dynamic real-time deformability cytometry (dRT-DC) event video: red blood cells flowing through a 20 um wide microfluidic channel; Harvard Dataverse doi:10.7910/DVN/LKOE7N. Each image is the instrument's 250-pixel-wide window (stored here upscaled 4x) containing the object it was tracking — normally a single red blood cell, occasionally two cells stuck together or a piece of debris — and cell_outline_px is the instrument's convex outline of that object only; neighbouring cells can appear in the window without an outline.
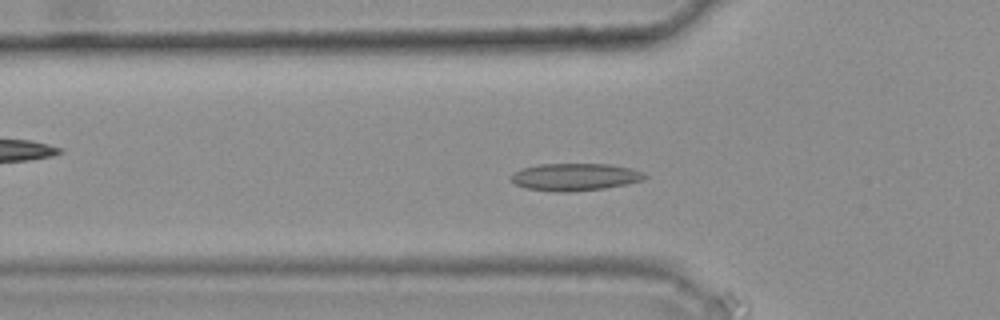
{"species": "common noctule bat (a hibernating species)", "species_latin": "Nyctalus noctula", "temperature_condition": "warm", "stored_images_in_passage": 5, "camera_frame_rate_fps": 3000, "um_per_image_px": 0.085, "animal": {"sex": "female", "body_mass_g": 25.1}, "frame": {"image": 1, "passage_image": 4, "time_ms": 1.0, "image_size_px": [1000, 320], "cell_outline_px": [[648, 176], [640, 180], [624, 184], [604, 188], [568, 192], [556, 192], [524, 188], [516, 184], [512, 180], [512, 176], [520, 168], [540, 164], [608, 164], [632, 168], [644, 172]], "centroid_in_image_um": [48.87, 15.04], "position_along_channel_um": 76.9, "area_um2": 21.15}}